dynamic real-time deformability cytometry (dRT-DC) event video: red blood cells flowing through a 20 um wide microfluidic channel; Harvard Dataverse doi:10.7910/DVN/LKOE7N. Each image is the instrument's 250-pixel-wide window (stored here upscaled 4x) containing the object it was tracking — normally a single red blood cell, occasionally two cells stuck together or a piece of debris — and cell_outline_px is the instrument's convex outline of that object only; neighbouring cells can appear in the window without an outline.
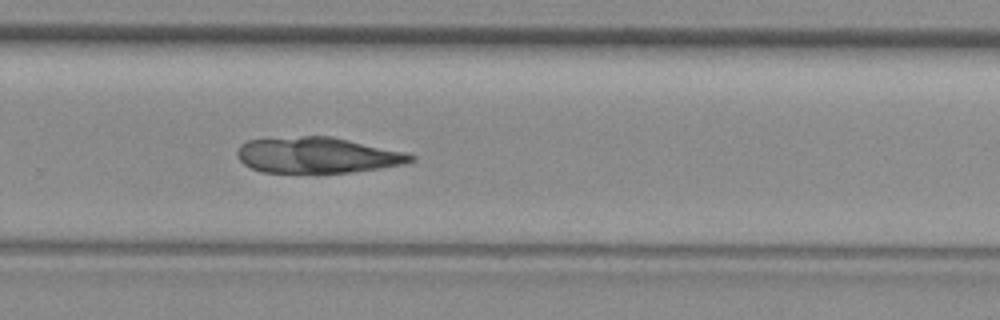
{"species": "common noctule bat (a hibernating species)", "species_latin": "Nyctalus noctula", "temperature_condition": "room temperature", "stored_images_in_passage": 28, "camera_frame_rate_fps": 3000, "um_per_image_px": 0.085, "animal": {"sex": "female", "body_mass_g": 29.2, "forearm_length_mm": 56.3}, "frame": {"image": 1, "passage_image": 19, "time_ms": 6.0, "image_size_px": [1000, 320], "cell_outline_px": [[416, 160], [404, 164], [348, 172], [260, 172], [244, 164], [236, 156], [236, 152], [240, 144], [248, 140], [304, 136], [332, 136], [404, 152], [416, 156]], "centroid_in_image_um": [26.95, 13.18], "position_along_channel_um": 302.9, "area_um2": 35.95}}
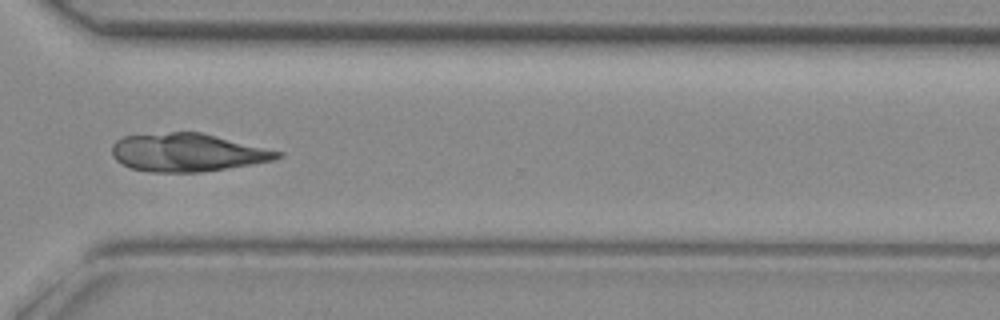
{"frame": {"image": 2, "passage_image": 22, "time_ms": 7.0, "image_size_px": [1000, 320], "cell_outline_px": [[284, 156], [272, 160], [200, 172], [152, 172], [132, 168], [116, 160], [112, 156], [112, 144], [116, 140], [124, 136], [172, 132], [200, 132], [284, 152]], "centroid_in_image_um": [15.91, 12.95], "position_along_channel_um": 354.7, "area_um2": 36.36}}